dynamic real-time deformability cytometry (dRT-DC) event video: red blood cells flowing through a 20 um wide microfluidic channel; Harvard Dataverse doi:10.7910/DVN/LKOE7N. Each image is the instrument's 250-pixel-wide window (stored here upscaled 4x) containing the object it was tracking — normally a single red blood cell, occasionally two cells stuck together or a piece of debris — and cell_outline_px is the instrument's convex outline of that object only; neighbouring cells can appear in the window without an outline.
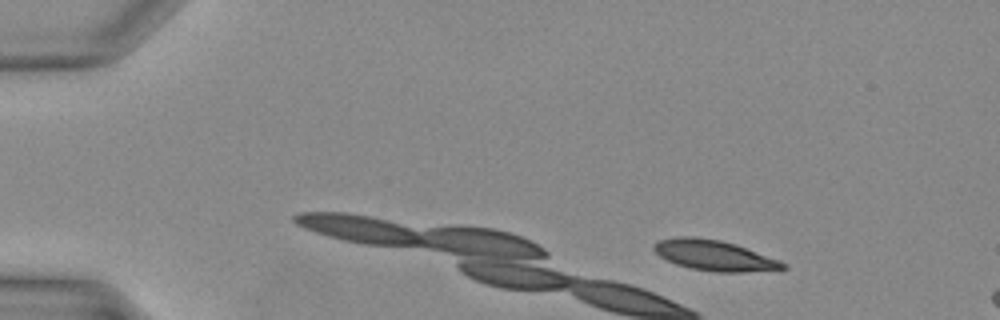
{"species": "Egyptian fruit bat (a non-hibernating species)", "species_latin": "Rousettus aegyptiacus", "temperature_condition": "warm", "stored_images_in_passage": 6, "camera_frame_rate_fps": 3000, "um_per_image_px": 0.085, "animal": {"sex": "female"}, "frame": {"image": 1, "passage_image": 1, "time_ms": 0.0, "image_size_px": [1000, 320], "cell_outline_px": [[788, 268], [744, 272], [716, 272], [692, 268], [676, 264], [660, 256], [652, 248], [652, 244], [660, 240], [680, 236], [692, 236], [720, 240], [736, 244], [780, 260], [788, 264]], "centroid_in_image_um": [60.73, 21.7], "position_along_channel_um": 24.3, "area_um2": 22.83}}